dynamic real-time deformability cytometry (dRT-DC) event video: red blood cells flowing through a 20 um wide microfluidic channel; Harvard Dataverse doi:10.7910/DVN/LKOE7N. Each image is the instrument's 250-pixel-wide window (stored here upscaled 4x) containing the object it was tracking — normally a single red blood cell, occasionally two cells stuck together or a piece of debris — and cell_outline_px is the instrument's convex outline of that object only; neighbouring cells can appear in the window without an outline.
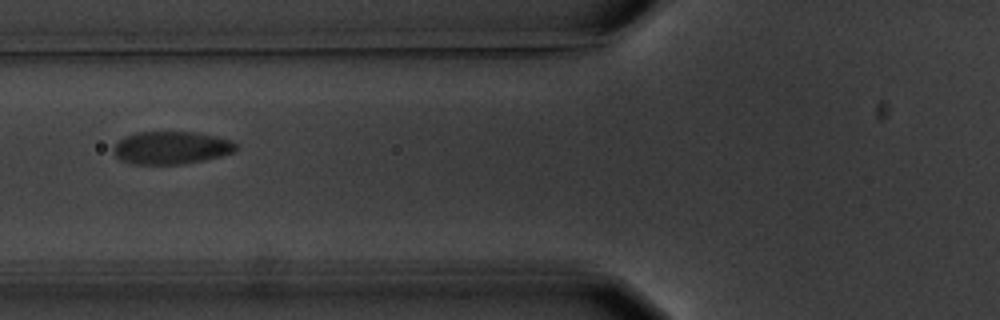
{"species": "common noctule bat (a hibernating species)", "species_latin": "Nyctalus noctula", "temperature_condition": "warm", "stored_images_in_passage": 12, "camera_frame_rate_fps": 3000, "um_per_image_px": 0.085, "animal": {"sex": "male", "body_mass_g": 20.1, "forearm_length_mm": 53.5}, "frame": {"image": 1, "passage_image": 3, "time_ms": 4.0, "image_size_px": [1000, 320], "cell_outline_px": [[240, 144], [236, 152], [204, 160], [184, 164], [132, 164], [120, 160], [116, 156], [112, 148], [124, 136], [136, 132], [196, 132], [216, 136], [232, 140]], "centroid_in_image_um": [14.6, 12.56], "position_along_channel_um": 111.2, "area_um2": 23.7}}
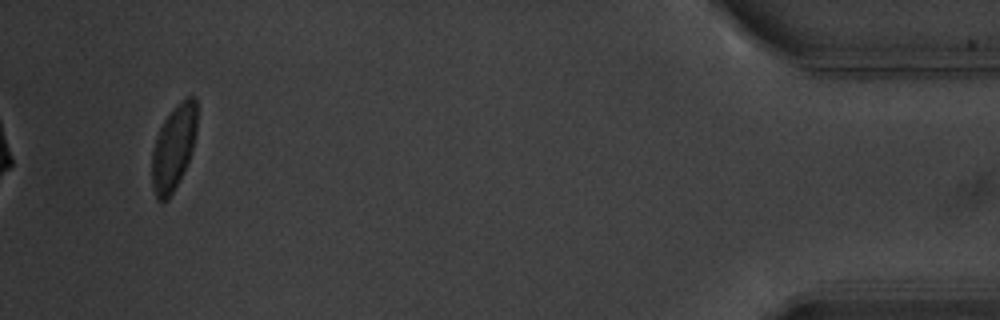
{"frame": {"image": 2, "passage_image": 12, "time_ms": 14.667, "image_size_px": [1000, 320], "cell_outline_px": [[196, 132], [192, 148], [184, 172], [168, 200], [160, 204], [156, 200], [152, 188], [152, 152], [160, 128], [164, 120], [176, 104], [180, 100], [188, 96], [196, 96]], "centroid_in_image_um": [14.74, 12.59], "position_along_channel_um": 420.5, "area_um2": 22.37}, "authors_computed_cell_mechanics": {"area_um2": 23.6402, "velocity_mm_per_s": 3.5468, "shape_relaxation_time_tau1_ms": 1.3018, "shape_relaxation_time_tau2_ms": null, "deformation_change_tau1": 0.0853, "deformation_change_tau2": null}}